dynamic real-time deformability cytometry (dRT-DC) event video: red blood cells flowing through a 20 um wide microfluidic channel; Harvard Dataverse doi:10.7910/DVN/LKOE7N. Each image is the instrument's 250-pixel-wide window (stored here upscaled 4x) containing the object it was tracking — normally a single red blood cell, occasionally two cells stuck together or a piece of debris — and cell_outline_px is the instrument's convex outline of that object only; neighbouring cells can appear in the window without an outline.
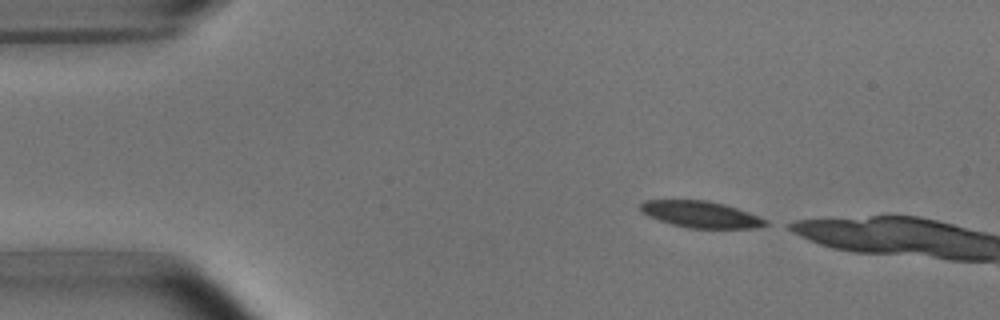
{"species": "common noctule bat (a hibernating species)", "species_latin": "Nyctalus noctula", "temperature_condition": "room temperature", "stored_images_in_passage": 2, "camera_frame_rate_fps": 3000, "um_per_image_px": 0.085, "animal": {"sex": "male", "body_mass_g": 15.6}, "frame": {"image": 1, "passage_image": 1, "time_ms": 0.0, "image_size_px": [1000, 320], "cell_outline_px": [[768, 224], [756, 228], [688, 228], [672, 224], [648, 216], [640, 212], [640, 204], [644, 200], [708, 200], [724, 204], [748, 212], [768, 220]], "centroid_in_image_um": [59.55, 18.22], "position_along_channel_um": 25.4, "area_um2": 19.31}}